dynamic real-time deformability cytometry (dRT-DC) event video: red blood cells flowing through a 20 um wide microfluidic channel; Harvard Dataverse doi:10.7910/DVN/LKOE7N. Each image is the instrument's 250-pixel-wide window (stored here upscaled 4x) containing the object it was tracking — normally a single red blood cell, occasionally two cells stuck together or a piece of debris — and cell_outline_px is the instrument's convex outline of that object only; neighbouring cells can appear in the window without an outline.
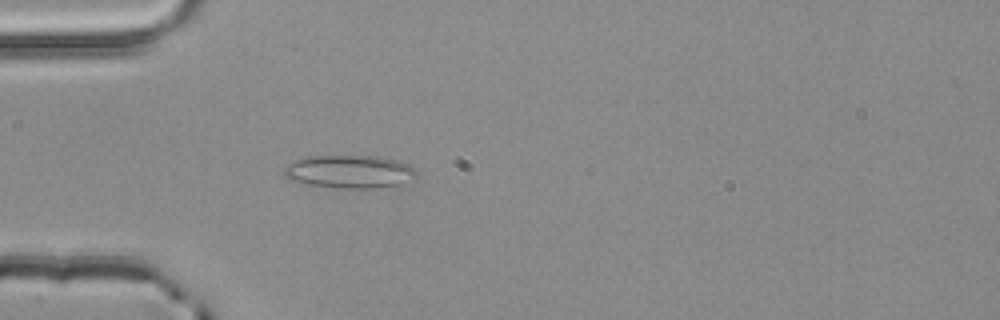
{"species": "common noctule bat (a hibernating species)", "species_latin": "Nyctalus noctula", "temperature_condition": "room temperature", "stored_images_in_passage": 3, "camera_frame_rate_fps": 3000, "um_per_image_px": 0.085, "animal": {"sex": "male", "body_mass_g": 20.4}, "frame": {"image": 1, "passage_image": 3, "time_ms": 0.667, "image_size_px": [1000, 320], "cell_outline_px": [[416, 176], [400, 184], [376, 188], [336, 188], [308, 184], [292, 180], [284, 172], [284, 168], [288, 164], [296, 160], [308, 156], [376, 156], [400, 160], [408, 164], [416, 172]], "centroid_in_image_um": [29.73, 14.58], "position_along_channel_um": 55.3, "area_um2": 25.26}}